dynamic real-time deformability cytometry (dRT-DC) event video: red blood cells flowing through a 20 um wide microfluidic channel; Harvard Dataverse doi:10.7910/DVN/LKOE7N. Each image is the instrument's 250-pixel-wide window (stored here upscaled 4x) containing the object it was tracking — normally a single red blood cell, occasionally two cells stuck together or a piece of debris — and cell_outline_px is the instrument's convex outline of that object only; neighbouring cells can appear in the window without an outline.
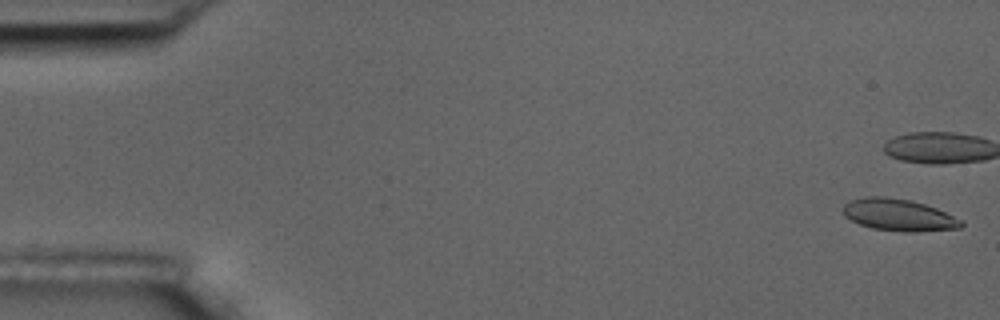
{"species": "common noctule bat (a hibernating species)", "species_latin": "Nyctalus noctula", "temperature_condition": "room temperature", "stored_images_in_passage": 6, "camera_frame_rate_fps": 3000, "um_per_image_px": 0.085, "animal": {"sex": "male", "body_mass_g": 17.5, "forearm_length_mm": 52.3}, "frame": {"image": 1, "passage_image": 1, "time_ms": 0.0, "image_size_px": [1000, 320], "cell_outline_px": [[964, 224], [960, 228], [916, 232], [904, 232], [872, 228], [860, 224], [844, 216], [840, 208], [848, 200], [864, 196], [884, 196], [908, 200], [924, 204], [936, 208], [964, 220]], "centroid_in_image_um": [76.36, 18.26], "position_along_channel_um": 8.6, "area_um2": 22.25}}